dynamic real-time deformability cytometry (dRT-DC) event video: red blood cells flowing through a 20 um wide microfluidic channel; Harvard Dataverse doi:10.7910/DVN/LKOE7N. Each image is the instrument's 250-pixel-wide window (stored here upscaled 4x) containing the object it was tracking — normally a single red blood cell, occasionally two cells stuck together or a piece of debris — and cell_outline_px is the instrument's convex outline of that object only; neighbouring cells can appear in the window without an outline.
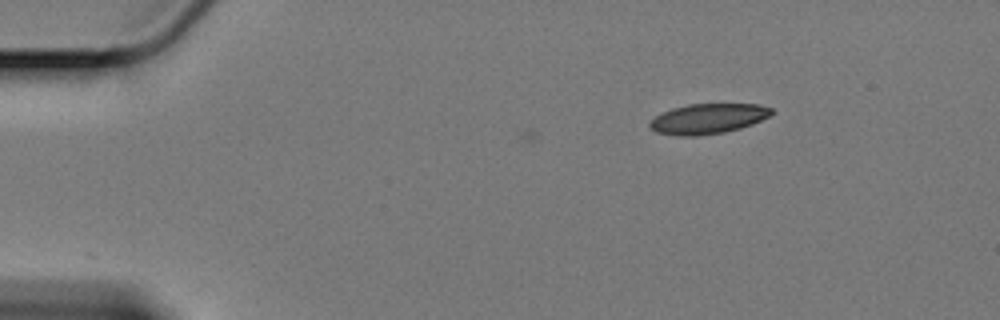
{"species": "Egyptian fruit bat (a non-hibernating species)", "species_latin": "Rousettus aegyptiacus", "temperature_condition": "cold", "stored_images_in_passage": 4, "camera_frame_rate_fps": 3000, "um_per_image_px": 0.085, "animal": {"sex": "female"}, "frame": {"image": 1, "passage_image": 1, "time_ms": 0.0, "image_size_px": [1000, 320], "cell_outline_px": [[772, 112], [768, 116], [752, 124], [740, 128], [724, 132], [696, 136], [676, 136], [656, 132], [648, 124], [656, 116], [672, 108], [688, 104], [760, 104], [772, 108]], "centroid_in_image_um": [60.17, 10.09], "position_along_channel_um": 24.8, "area_um2": 21.21}}